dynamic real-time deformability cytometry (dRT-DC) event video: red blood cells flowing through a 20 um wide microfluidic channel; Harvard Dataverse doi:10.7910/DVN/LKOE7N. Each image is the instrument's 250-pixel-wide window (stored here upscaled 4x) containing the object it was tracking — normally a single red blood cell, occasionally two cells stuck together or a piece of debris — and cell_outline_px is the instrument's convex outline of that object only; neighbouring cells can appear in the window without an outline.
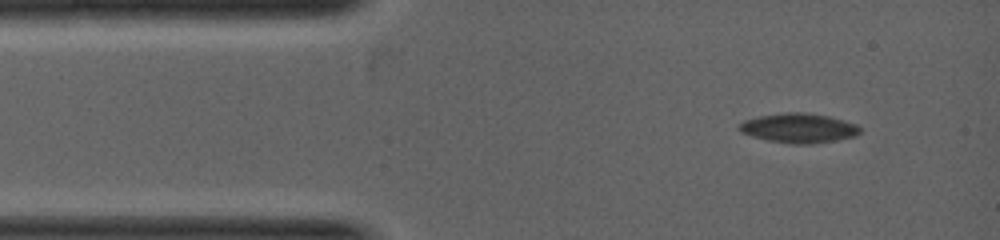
{"species": "common noctule bat (a hibernating species)", "species_latin": "Nyctalus noctula", "temperature_condition": "warm", "stored_images_in_passage": 2, "camera_frame_rate_fps": 5000, "um_per_image_px": 0.085, "animal": {"sex": "female", "body_mass_g": 19.0, "forearm_length_mm": 53.3}, "frame": {"image": 1, "passage_image": 1, "time_ms": 0.0, "image_size_px": [1000, 240], "cell_outline_px": [[860, 132], [856, 136], [836, 140], [812, 144], [788, 144], [768, 140], [752, 136], [740, 132], [736, 128], [744, 120], [760, 116], [784, 112], [808, 112], [828, 116], [844, 120], [856, 124], [860, 128]], "centroid_in_image_um": [67.88, 10.89], "position_along_channel_um": 17.1, "area_um2": 20.92}}